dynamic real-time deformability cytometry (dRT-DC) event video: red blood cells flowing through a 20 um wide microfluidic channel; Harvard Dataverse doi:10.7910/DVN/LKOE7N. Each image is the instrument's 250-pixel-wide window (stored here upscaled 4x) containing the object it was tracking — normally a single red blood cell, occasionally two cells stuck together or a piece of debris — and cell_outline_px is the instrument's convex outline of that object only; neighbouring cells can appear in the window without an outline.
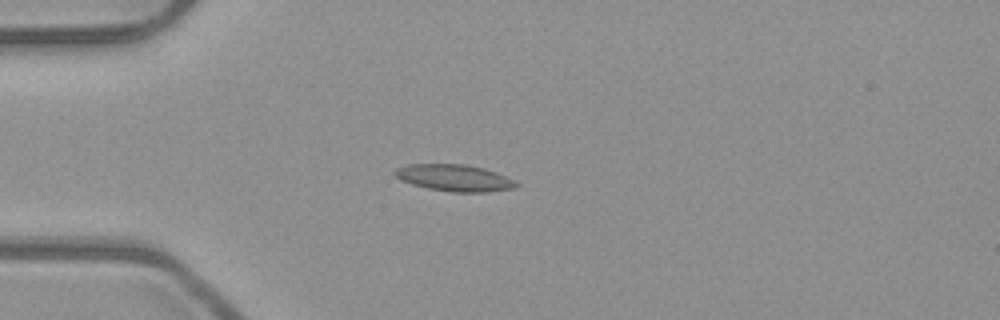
{"species": "common noctule bat (a hibernating species)", "species_latin": "Nyctalus noctula", "temperature_condition": "room temperature", "stored_images_in_passage": 5, "camera_frame_rate_fps": 3000, "um_per_image_px": 0.085, "animal": {"sex": "male", "body_mass_g": 23.1, "forearm_length_mm": 52.7}, "frame": {"image": 1, "passage_image": 5, "time_ms": 1.333, "image_size_px": [1000, 320], "cell_outline_px": [[520, 184], [516, 188], [488, 192], [452, 192], [428, 188], [412, 184], [400, 180], [392, 172], [396, 168], [408, 164], [468, 164], [484, 168], [496, 172]], "centroid_in_image_um": [38.61, 15.11], "position_along_channel_um": 46.4, "area_um2": 18.96}}